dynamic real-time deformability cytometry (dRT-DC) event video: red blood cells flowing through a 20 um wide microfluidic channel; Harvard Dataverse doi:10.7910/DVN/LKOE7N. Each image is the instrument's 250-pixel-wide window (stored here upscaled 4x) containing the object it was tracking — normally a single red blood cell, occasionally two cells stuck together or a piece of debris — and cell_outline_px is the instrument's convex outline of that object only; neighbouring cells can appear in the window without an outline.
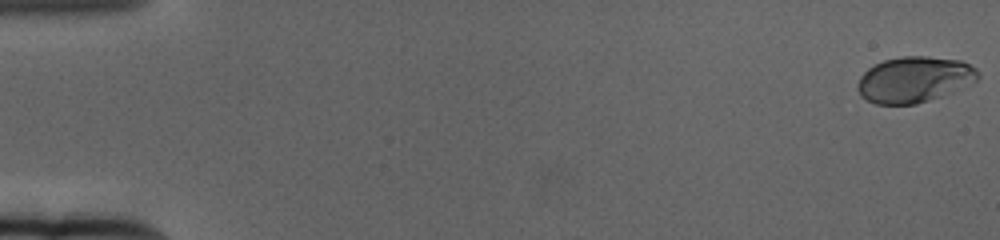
{"species": "human", "species_latin": "Homo sapiens", "temperature_condition": "cold", "stored_images_in_passage": 62, "camera_frame_rate_fps": 3000, "um_per_image_px": 0.085, "donor": {"sex": "female"}, "frame": {"image": 1, "passage_image": 1, "time_ms": 0.0, "image_size_px": [1000, 240], "cell_outline_px": [[980, 76], [972, 84], [952, 92], [916, 104], [876, 104], [860, 96], [856, 88], [856, 84], [860, 76], [868, 68], [884, 60], [900, 56], [928, 56], [960, 60], [976, 68], [980, 72]], "centroid_in_image_um": [77.71, 6.75], "position_along_channel_um": 7.3, "area_um2": 32.37}}
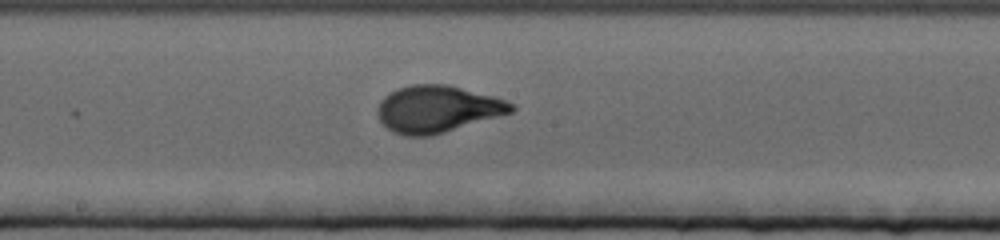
{"frame": {"image": 2, "passage_image": 34, "time_ms": 11.0, "image_size_px": [1000, 240], "cell_outline_px": [[516, 108], [512, 112], [432, 136], [404, 136], [392, 132], [380, 120], [376, 112], [380, 100], [388, 92], [396, 88], [408, 84], [448, 84], [492, 96], [504, 100], [512, 104]], "centroid_in_image_um": [37.12, 9.26], "position_along_channel_um": 211.1, "area_um2": 36.65}}
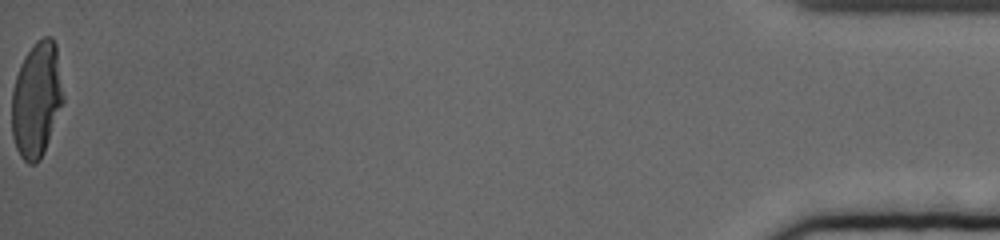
{"frame": {"image": 3, "passage_image": 62, "time_ms": 20.333, "image_size_px": [1000, 240], "cell_outline_px": [[64, 100], [44, 152], [40, 160], [36, 164], [28, 164], [20, 156], [16, 148], [12, 136], [12, 88], [20, 64], [24, 56], [32, 44], [36, 40], [44, 36], [52, 36], [56, 44], [64, 96]], "centroid_in_image_um": [3.11, 8.44], "position_along_channel_um": 432.1, "area_um2": 34.91}, "authors_computed_cell_mechanics": {"area_um2": 34.4777, "velocity_mm_per_s": 3.3529, "shape_relaxation_time_tau1_ms": 3.6051, "shape_relaxation_time_tau2_ms": null, "deformation_change_tau1": 0.1855, "deformation_change_tau2": null}}